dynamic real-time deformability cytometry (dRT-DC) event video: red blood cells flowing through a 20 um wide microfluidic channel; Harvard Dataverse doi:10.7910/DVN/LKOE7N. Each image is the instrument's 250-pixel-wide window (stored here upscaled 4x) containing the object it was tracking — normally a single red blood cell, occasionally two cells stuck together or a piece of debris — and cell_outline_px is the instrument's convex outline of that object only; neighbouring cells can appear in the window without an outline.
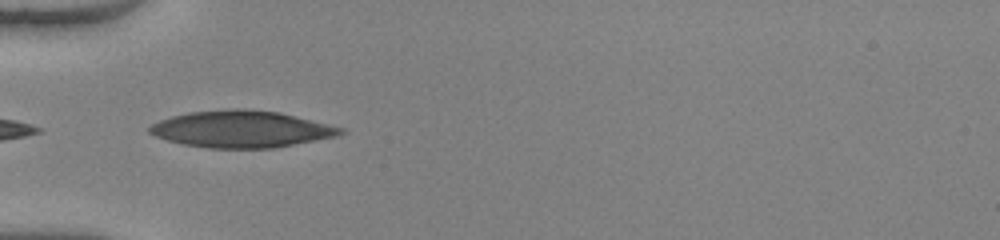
{"species": "human", "species_latin": "Homo sapiens", "temperature_condition": "warm", "stored_images_in_passage": 31, "camera_frame_rate_fps": 3000, "um_per_image_px": 0.085, "donor": {"sex": "female"}, "frame": {"image": 1, "passage_image": 1, "time_ms": 0.0, "image_size_px": [1000, 240], "cell_outline_px": [[348, 132], [336, 136], [272, 148], [208, 148], [184, 144], [168, 140], [156, 136], [148, 132], [148, 128], [152, 124], [160, 120], [172, 116], [188, 112], [232, 108], [244, 108], [280, 112], [344, 128]], "centroid_in_image_um": [20.52, 10.96], "position_along_channel_um": 64.5, "area_um2": 40.86}}
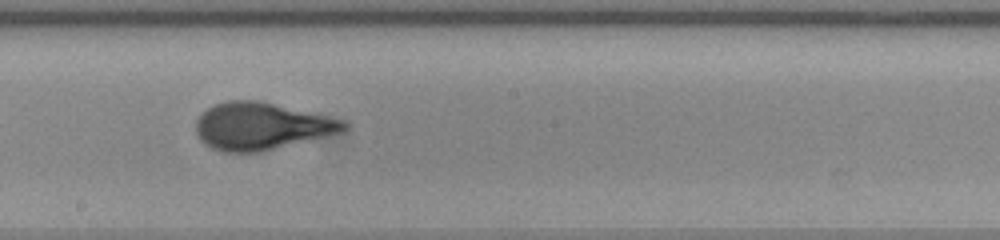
{"frame": {"image": 2, "passage_image": 13, "time_ms": 4.0, "image_size_px": [1000, 240], "cell_outline_px": [[348, 128], [344, 132], [260, 152], [224, 152], [212, 148], [204, 144], [200, 140], [196, 132], [196, 120], [208, 108], [216, 104], [228, 100], [260, 100], [328, 116], [344, 120], [348, 124]], "centroid_in_image_um": [22.24, 10.73], "position_along_channel_um": 226.0, "area_um2": 40.75}}
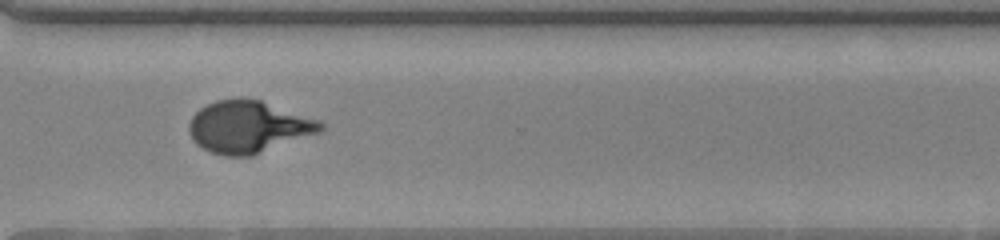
{"frame": {"image": 3, "passage_image": 22, "time_ms": 7.0, "image_size_px": [1000, 240], "cell_outline_px": [[324, 128], [320, 132], [252, 156], [224, 156], [212, 152], [196, 144], [192, 140], [188, 128], [188, 124], [192, 116], [200, 108], [216, 100], [260, 100], [320, 120], [324, 124]], "centroid_in_image_um": [21.12, 10.81], "position_along_channel_um": 349.5, "area_um2": 39.54}, "authors_computed_cell_mechanics": {"area_um2": 39.4196, "velocity_mm_per_s": 4.1211, "shape_relaxation_time_tau1_ms": 5.5754, "shape_relaxation_time_tau2_ms": null, "deformation_change_tau1": 0.2538, "deformation_change_tau2": null}}